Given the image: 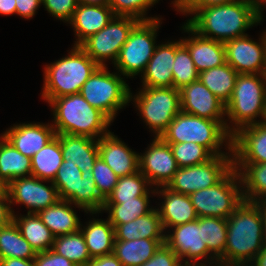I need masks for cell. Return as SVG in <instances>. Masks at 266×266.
I'll return each instance as SVG.
<instances>
[{
  "label": "cell",
  "mask_w": 266,
  "mask_h": 266,
  "mask_svg": "<svg viewBox=\"0 0 266 266\" xmlns=\"http://www.w3.org/2000/svg\"><path fill=\"white\" fill-rule=\"evenodd\" d=\"M186 21L199 35L223 43L246 36V30L260 25L255 4L246 0L202 8Z\"/></svg>",
  "instance_id": "obj_1"
},
{
  "label": "cell",
  "mask_w": 266,
  "mask_h": 266,
  "mask_svg": "<svg viewBox=\"0 0 266 266\" xmlns=\"http://www.w3.org/2000/svg\"><path fill=\"white\" fill-rule=\"evenodd\" d=\"M263 229L259 206L243 201L227 218L226 247L218 263L228 266L236 262L254 261L265 246Z\"/></svg>",
  "instance_id": "obj_2"
},
{
  "label": "cell",
  "mask_w": 266,
  "mask_h": 266,
  "mask_svg": "<svg viewBox=\"0 0 266 266\" xmlns=\"http://www.w3.org/2000/svg\"><path fill=\"white\" fill-rule=\"evenodd\" d=\"M52 126L56 134L87 136L100 139L108 134V127L113 123L103 112L92 107L83 96L72 94L53 99Z\"/></svg>",
  "instance_id": "obj_3"
},
{
  "label": "cell",
  "mask_w": 266,
  "mask_h": 266,
  "mask_svg": "<svg viewBox=\"0 0 266 266\" xmlns=\"http://www.w3.org/2000/svg\"><path fill=\"white\" fill-rule=\"evenodd\" d=\"M98 67L79 45H73L68 55L45 65L42 99L49 104L57 97L80 93Z\"/></svg>",
  "instance_id": "obj_4"
},
{
  "label": "cell",
  "mask_w": 266,
  "mask_h": 266,
  "mask_svg": "<svg viewBox=\"0 0 266 266\" xmlns=\"http://www.w3.org/2000/svg\"><path fill=\"white\" fill-rule=\"evenodd\" d=\"M225 114L226 130L231 135L244 126L265 121L266 74H238Z\"/></svg>",
  "instance_id": "obj_5"
},
{
  "label": "cell",
  "mask_w": 266,
  "mask_h": 266,
  "mask_svg": "<svg viewBox=\"0 0 266 266\" xmlns=\"http://www.w3.org/2000/svg\"><path fill=\"white\" fill-rule=\"evenodd\" d=\"M160 138L166 143L194 142L205 147L213 156L226 155L231 151L232 135L226 130V121L201 118L183 111L175 116ZM222 146L228 152L222 151Z\"/></svg>",
  "instance_id": "obj_6"
},
{
  "label": "cell",
  "mask_w": 266,
  "mask_h": 266,
  "mask_svg": "<svg viewBox=\"0 0 266 266\" xmlns=\"http://www.w3.org/2000/svg\"><path fill=\"white\" fill-rule=\"evenodd\" d=\"M119 72H110L99 66L83 84L80 94L94 108L103 112L112 122L130 103V87Z\"/></svg>",
  "instance_id": "obj_7"
},
{
  "label": "cell",
  "mask_w": 266,
  "mask_h": 266,
  "mask_svg": "<svg viewBox=\"0 0 266 266\" xmlns=\"http://www.w3.org/2000/svg\"><path fill=\"white\" fill-rule=\"evenodd\" d=\"M154 137H160L181 111L180 91L174 87H142L136 94L130 90V102Z\"/></svg>",
  "instance_id": "obj_8"
},
{
  "label": "cell",
  "mask_w": 266,
  "mask_h": 266,
  "mask_svg": "<svg viewBox=\"0 0 266 266\" xmlns=\"http://www.w3.org/2000/svg\"><path fill=\"white\" fill-rule=\"evenodd\" d=\"M161 19L139 21L130 31L113 64L124 78H134L145 71L157 46L156 39L162 24Z\"/></svg>",
  "instance_id": "obj_9"
},
{
  "label": "cell",
  "mask_w": 266,
  "mask_h": 266,
  "mask_svg": "<svg viewBox=\"0 0 266 266\" xmlns=\"http://www.w3.org/2000/svg\"><path fill=\"white\" fill-rule=\"evenodd\" d=\"M189 196L198 218L227 219L244 201L241 179L234 168L219 183L193 192Z\"/></svg>",
  "instance_id": "obj_10"
},
{
  "label": "cell",
  "mask_w": 266,
  "mask_h": 266,
  "mask_svg": "<svg viewBox=\"0 0 266 266\" xmlns=\"http://www.w3.org/2000/svg\"><path fill=\"white\" fill-rule=\"evenodd\" d=\"M233 169L232 150L226 155H216L199 165L178 167L166 185L172 191L190 195L219 183Z\"/></svg>",
  "instance_id": "obj_11"
},
{
  "label": "cell",
  "mask_w": 266,
  "mask_h": 266,
  "mask_svg": "<svg viewBox=\"0 0 266 266\" xmlns=\"http://www.w3.org/2000/svg\"><path fill=\"white\" fill-rule=\"evenodd\" d=\"M138 22L134 17L114 15L104 28L79 46L98 66L106 67L107 60L114 64L130 31Z\"/></svg>",
  "instance_id": "obj_12"
},
{
  "label": "cell",
  "mask_w": 266,
  "mask_h": 266,
  "mask_svg": "<svg viewBox=\"0 0 266 266\" xmlns=\"http://www.w3.org/2000/svg\"><path fill=\"white\" fill-rule=\"evenodd\" d=\"M170 229L165 232V243L182 263H218V259L208 250L203 241L202 217Z\"/></svg>",
  "instance_id": "obj_13"
},
{
  "label": "cell",
  "mask_w": 266,
  "mask_h": 266,
  "mask_svg": "<svg viewBox=\"0 0 266 266\" xmlns=\"http://www.w3.org/2000/svg\"><path fill=\"white\" fill-rule=\"evenodd\" d=\"M45 182H50L43 184ZM10 206L23 204L27 213H38L55 204L59 198L57 188L52 181L42 180L35 176L16 178L6 186Z\"/></svg>",
  "instance_id": "obj_14"
},
{
  "label": "cell",
  "mask_w": 266,
  "mask_h": 266,
  "mask_svg": "<svg viewBox=\"0 0 266 266\" xmlns=\"http://www.w3.org/2000/svg\"><path fill=\"white\" fill-rule=\"evenodd\" d=\"M177 169L170 144L160 137H154L147 150L139 154V171L154 188L166 186Z\"/></svg>",
  "instance_id": "obj_15"
},
{
  "label": "cell",
  "mask_w": 266,
  "mask_h": 266,
  "mask_svg": "<svg viewBox=\"0 0 266 266\" xmlns=\"http://www.w3.org/2000/svg\"><path fill=\"white\" fill-rule=\"evenodd\" d=\"M226 62L238 74H265V31L259 41L249 35L224 42Z\"/></svg>",
  "instance_id": "obj_16"
},
{
  "label": "cell",
  "mask_w": 266,
  "mask_h": 266,
  "mask_svg": "<svg viewBox=\"0 0 266 266\" xmlns=\"http://www.w3.org/2000/svg\"><path fill=\"white\" fill-rule=\"evenodd\" d=\"M179 91L181 111L201 118L226 121L225 104L199 79Z\"/></svg>",
  "instance_id": "obj_17"
},
{
  "label": "cell",
  "mask_w": 266,
  "mask_h": 266,
  "mask_svg": "<svg viewBox=\"0 0 266 266\" xmlns=\"http://www.w3.org/2000/svg\"><path fill=\"white\" fill-rule=\"evenodd\" d=\"M2 136L20 153L32 158L56 136V132L51 123H16Z\"/></svg>",
  "instance_id": "obj_18"
},
{
  "label": "cell",
  "mask_w": 266,
  "mask_h": 266,
  "mask_svg": "<svg viewBox=\"0 0 266 266\" xmlns=\"http://www.w3.org/2000/svg\"><path fill=\"white\" fill-rule=\"evenodd\" d=\"M231 150L233 162L266 163V121L238 129Z\"/></svg>",
  "instance_id": "obj_19"
},
{
  "label": "cell",
  "mask_w": 266,
  "mask_h": 266,
  "mask_svg": "<svg viewBox=\"0 0 266 266\" xmlns=\"http://www.w3.org/2000/svg\"><path fill=\"white\" fill-rule=\"evenodd\" d=\"M182 31L189 34L182 38V43L188 48L198 73L226 63L225 46L223 42L199 35L186 22Z\"/></svg>",
  "instance_id": "obj_20"
},
{
  "label": "cell",
  "mask_w": 266,
  "mask_h": 266,
  "mask_svg": "<svg viewBox=\"0 0 266 266\" xmlns=\"http://www.w3.org/2000/svg\"><path fill=\"white\" fill-rule=\"evenodd\" d=\"M98 152L119 178L139 171V153L111 131L98 139Z\"/></svg>",
  "instance_id": "obj_21"
},
{
  "label": "cell",
  "mask_w": 266,
  "mask_h": 266,
  "mask_svg": "<svg viewBox=\"0 0 266 266\" xmlns=\"http://www.w3.org/2000/svg\"><path fill=\"white\" fill-rule=\"evenodd\" d=\"M155 194L164 200L158 204L159 207L157 206L156 209L161 217L165 232L168 228L198 219L189 195L172 191L166 186L155 188Z\"/></svg>",
  "instance_id": "obj_22"
},
{
  "label": "cell",
  "mask_w": 266,
  "mask_h": 266,
  "mask_svg": "<svg viewBox=\"0 0 266 266\" xmlns=\"http://www.w3.org/2000/svg\"><path fill=\"white\" fill-rule=\"evenodd\" d=\"M176 52V41L158 44L141 74L142 87H173L172 68Z\"/></svg>",
  "instance_id": "obj_23"
},
{
  "label": "cell",
  "mask_w": 266,
  "mask_h": 266,
  "mask_svg": "<svg viewBox=\"0 0 266 266\" xmlns=\"http://www.w3.org/2000/svg\"><path fill=\"white\" fill-rule=\"evenodd\" d=\"M114 17L109 5L78 4L67 23L75 32L74 45H80L89 36L99 32Z\"/></svg>",
  "instance_id": "obj_24"
},
{
  "label": "cell",
  "mask_w": 266,
  "mask_h": 266,
  "mask_svg": "<svg viewBox=\"0 0 266 266\" xmlns=\"http://www.w3.org/2000/svg\"><path fill=\"white\" fill-rule=\"evenodd\" d=\"M60 141L63 160L76 164L81 172L92 170L99 156L98 140L79 135L56 134Z\"/></svg>",
  "instance_id": "obj_25"
},
{
  "label": "cell",
  "mask_w": 266,
  "mask_h": 266,
  "mask_svg": "<svg viewBox=\"0 0 266 266\" xmlns=\"http://www.w3.org/2000/svg\"><path fill=\"white\" fill-rule=\"evenodd\" d=\"M71 206L75 208L71 202L60 199L37 215L55 237L74 233L80 230L81 221Z\"/></svg>",
  "instance_id": "obj_26"
},
{
  "label": "cell",
  "mask_w": 266,
  "mask_h": 266,
  "mask_svg": "<svg viewBox=\"0 0 266 266\" xmlns=\"http://www.w3.org/2000/svg\"><path fill=\"white\" fill-rule=\"evenodd\" d=\"M80 230L91 258L113 253L115 229L108 218L105 220L92 218L88 220L86 226L81 223Z\"/></svg>",
  "instance_id": "obj_27"
},
{
  "label": "cell",
  "mask_w": 266,
  "mask_h": 266,
  "mask_svg": "<svg viewBox=\"0 0 266 266\" xmlns=\"http://www.w3.org/2000/svg\"><path fill=\"white\" fill-rule=\"evenodd\" d=\"M233 168L239 173L244 201L266 200V163L233 162Z\"/></svg>",
  "instance_id": "obj_28"
},
{
  "label": "cell",
  "mask_w": 266,
  "mask_h": 266,
  "mask_svg": "<svg viewBox=\"0 0 266 266\" xmlns=\"http://www.w3.org/2000/svg\"><path fill=\"white\" fill-rule=\"evenodd\" d=\"M165 239L115 240L113 254L123 266H140L148 261Z\"/></svg>",
  "instance_id": "obj_29"
},
{
  "label": "cell",
  "mask_w": 266,
  "mask_h": 266,
  "mask_svg": "<svg viewBox=\"0 0 266 266\" xmlns=\"http://www.w3.org/2000/svg\"><path fill=\"white\" fill-rule=\"evenodd\" d=\"M31 158L20 153L0 134V183L7 186L16 178L31 176Z\"/></svg>",
  "instance_id": "obj_30"
},
{
  "label": "cell",
  "mask_w": 266,
  "mask_h": 266,
  "mask_svg": "<svg viewBox=\"0 0 266 266\" xmlns=\"http://www.w3.org/2000/svg\"><path fill=\"white\" fill-rule=\"evenodd\" d=\"M13 221L36 253L51 250L55 236L36 213L13 214Z\"/></svg>",
  "instance_id": "obj_31"
},
{
  "label": "cell",
  "mask_w": 266,
  "mask_h": 266,
  "mask_svg": "<svg viewBox=\"0 0 266 266\" xmlns=\"http://www.w3.org/2000/svg\"><path fill=\"white\" fill-rule=\"evenodd\" d=\"M151 196H139L133 200H105L102 213H108V220L115 228L119 224L131 222L149 213L154 207L150 206Z\"/></svg>",
  "instance_id": "obj_32"
},
{
  "label": "cell",
  "mask_w": 266,
  "mask_h": 266,
  "mask_svg": "<svg viewBox=\"0 0 266 266\" xmlns=\"http://www.w3.org/2000/svg\"><path fill=\"white\" fill-rule=\"evenodd\" d=\"M237 71L227 62L219 67L200 72L198 79L225 105L231 99Z\"/></svg>",
  "instance_id": "obj_33"
},
{
  "label": "cell",
  "mask_w": 266,
  "mask_h": 266,
  "mask_svg": "<svg viewBox=\"0 0 266 266\" xmlns=\"http://www.w3.org/2000/svg\"><path fill=\"white\" fill-rule=\"evenodd\" d=\"M31 175L42 180L53 181L63 163L60 141L55 136L31 158Z\"/></svg>",
  "instance_id": "obj_34"
},
{
  "label": "cell",
  "mask_w": 266,
  "mask_h": 266,
  "mask_svg": "<svg viewBox=\"0 0 266 266\" xmlns=\"http://www.w3.org/2000/svg\"><path fill=\"white\" fill-rule=\"evenodd\" d=\"M36 254L13 220L0 228V259L21 258L29 260L34 259Z\"/></svg>",
  "instance_id": "obj_35"
},
{
  "label": "cell",
  "mask_w": 266,
  "mask_h": 266,
  "mask_svg": "<svg viewBox=\"0 0 266 266\" xmlns=\"http://www.w3.org/2000/svg\"><path fill=\"white\" fill-rule=\"evenodd\" d=\"M76 208L82 209L86 212L97 216L102 212L105 199L99 194L96 183L93 180V174L91 170H87L82 173V179L79 185V192L68 200Z\"/></svg>",
  "instance_id": "obj_36"
},
{
  "label": "cell",
  "mask_w": 266,
  "mask_h": 266,
  "mask_svg": "<svg viewBox=\"0 0 266 266\" xmlns=\"http://www.w3.org/2000/svg\"><path fill=\"white\" fill-rule=\"evenodd\" d=\"M52 250L77 266H84L91 259L81 230L56 236Z\"/></svg>",
  "instance_id": "obj_37"
},
{
  "label": "cell",
  "mask_w": 266,
  "mask_h": 266,
  "mask_svg": "<svg viewBox=\"0 0 266 266\" xmlns=\"http://www.w3.org/2000/svg\"><path fill=\"white\" fill-rule=\"evenodd\" d=\"M150 193L155 196V188L149 184L140 171H137L134 174L120 177L105 200H133L139 196H151Z\"/></svg>",
  "instance_id": "obj_38"
},
{
  "label": "cell",
  "mask_w": 266,
  "mask_h": 266,
  "mask_svg": "<svg viewBox=\"0 0 266 266\" xmlns=\"http://www.w3.org/2000/svg\"><path fill=\"white\" fill-rule=\"evenodd\" d=\"M172 73L173 87L178 90L198 80L199 73L196 70L188 48L182 43L181 39L176 41Z\"/></svg>",
  "instance_id": "obj_39"
},
{
  "label": "cell",
  "mask_w": 266,
  "mask_h": 266,
  "mask_svg": "<svg viewBox=\"0 0 266 266\" xmlns=\"http://www.w3.org/2000/svg\"><path fill=\"white\" fill-rule=\"evenodd\" d=\"M202 235L208 250L219 259L225 252L227 219L202 217Z\"/></svg>",
  "instance_id": "obj_40"
},
{
  "label": "cell",
  "mask_w": 266,
  "mask_h": 266,
  "mask_svg": "<svg viewBox=\"0 0 266 266\" xmlns=\"http://www.w3.org/2000/svg\"><path fill=\"white\" fill-rule=\"evenodd\" d=\"M82 172L76 164L63 160L61 167L52 181L57 188L61 200H69L75 192H79Z\"/></svg>",
  "instance_id": "obj_41"
},
{
  "label": "cell",
  "mask_w": 266,
  "mask_h": 266,
  "mask_svg": "<svg viewBox=\"0 0 266 266\" xmlns=\"http://www.w3.org/2000/svg\"><path fill=\"white\" fill-rule=\"evenodd\" d=\"M168 144H170L178 167L199 165L213 157L205 147L194 142Z\"/></svg>",
  "instance_id": "obj_42"
},
{
  "label": "cell",
  "mask_w": 266,
  "mask_h": 266,
  "mask_svg": "<svg viewBox=\"0 0 266 266\" xmlns=\"http://www.w3.org/2000/svg\"><path fill=\"white\" fill-rule=\"evenodd\" d=\"M160 0H109V7L114 15L130 16L139 21L154 20L161 17H147V11Z\"/></svg>",
  "instance_id": "obj_43"
},
{
  "label": "cell",
  "mask_w": 266,
  "mask_h": 266,
  "mask_svg": "<svg viewBox=\"0 0 266 266\" xmlns=\"http://www.w3.org/2000/svg\"><path fill=\"white\" fill-rule=\"evenodd\" d=\"M91 171L99 194L106 199L116 186L119 177L100 156L96 159Z\"/></svg>",
  "instance_id": "obj_44"
},
{
  "label": "cell",
  "mask_w": 266,
  "mask_h": 266,
  "mask_svg": "<svg viewBox=\"0 0 266 266\" xmlns=\"http://www.w3.org/2000/svg\"><path fill=\"white\" fill-rule=\"evenodd\" d=\"M137 232L144 239H165V230L156 206L147 214L136 218Z\"/></svg>",
  "instance_id": "obj_45"
},
{
  "label": "cell",
  "mask_w": 266,
  "mask_h": 266,
  "mask_svg": "<svg viewBox=\"0 0 266 266\" xmlns=\"http://www.w3.org/2000/svg\"><path fill=\"white\" fill-rule=\"evenodd\" d=\"M45 10L56 19L68 23L78 5L77 0H42Z\"/></svg>",
  "instance_id": "obj_46"
},
{
  "label": "cell",
  "mask_w": 266,
  "mask_h": 266,
  "mask_svg": "<svg viewBox=\"0 0 266 266\" xmlns=\"http://www.w3.org/2000/svg\"><path fill=\"white\" fill-rule=\"evenodd\" d=\"M181 259L166 244L163 243L156 250L155 254L140 266H181Z\"/></svg>",
  "instance_id": "obj_47"
},
{
  "label": "cell",
  "mask_w": 266,
  "mask_h": 266,
  "mask_svg": "<svg viewBox=\"0 0 266 266\" xmlns=\"http://www.w3.org/2000/svg\"><path fill=\"white\" fill-rule=\"evenodd\" d=\"M36 266H77L64 256L55 253L52 249L36 254Z\"/></svg>",
  "instance_id": "obj_48"
},
{
  "label": "cell",
  "mask_w": 266,
  "mask_h": 266,
  "mask_svg": "<svg viewBox=\"0 0 266 266\" xmlns=\"http://www.w3.org/2000/svg\"><path fill=\"white\" fill-rule=\"evenodd\" d=\"M14 209L10 206L6 186L0 188V228L8 225L13 220Z\"/></svg>",
  "instance_id": "obj_49"
},
{
  "label": "cell",
  "mask_w": 266,
  "mask_h": 266,
  "mask_svg": "<svg viewBox=\"0 0 266 266\" xmlns=\"http://www.w3.org/2000/svg\"><path fill=\"white\" fill-rule=\"evenodd\" d=\"M234 1L240 0H190L180 11L179 13L183 15L193 16L198 10L206 8L209 6L221 5L225 3H231ZM188 14V15H187Z\"/></svg>",
  "instance_id": "obj_50"
},
{
  "label": "cell",
  "mask_w": 266,
  "mask_h": 266,
  "mask_svg": "<svg viewBox=\"0 0 266 266\" xmlns=\"http://www.w3.org/2000/svg\"><path fill=\"white\" fill-rule=\"evenodd\" d=\"M16 15L25 19H31L42 5V0H15ZM39 7V8H38Z\"/></svg>",
  "instance_id": "obj_51"
},
{
  "label": "cell",
  "mask_w": 266,
  "mask_h": 266,
  "mask_svg": "<svg viewBox=\"0 0 266 266\" xmlns=\"http://www.w3.org/2000/svg\"><path fill=\"white\" fill-rule=\"evenodd\" d=\"M115 240H134L140 239L141 236L137 232L136 219L131 222L119 224L115 228Z\"/></svg>",
  "instance_id": "obj_52"
},
{
  "label": "cell",
  "mask_w": 266,
  "mask_h": 266,
  "mask_svg": "<svg viewBox=\"0 0 266 266\" xmlns=\"http://www.w3.org/2000/svg\"><path fill=\"white\" fill-rule=\"evenodd\" d=\"M84 266H123L112 253L109 255L91 258Z\"/></svg>",
  "instance_id": "obj_53"
},
{
  "label": "cell",
  "mask_w": 266,
  "mask_h": 266,
  "mask_svg": "<svg viewBox=\"0 0 266 266\" xmlns=\"http://www.w3.org/2000/svg\"><path fill=\"white\" fill-rule=\"evenodd\" d=\"M0 266H36L34 259L5 258L0 259Z\"/></svg>",
  "instance_id": "obj_54"
},
{
  "label": "cell",
  "mask_w": 266,
  "mask_h": 266,
  "mask_svg": "<svg viewBox=\"0 0 266 266\" xmlns=\"http://www.w3.org/2000/svg\"><path fill=\"white\" fill-rule=\"evenodd\" d=\"M16 15L15 0H0V15Z\"/></svg>",
  "instance_id": "obj_55"
},
{
  "label": "cell",
  "mask_w": 266,
  "mask_h": 266,
  "mask_svg": "<svg viewBox=\"0 0 266 266\" xmlns=\"http://www.w3.org/2000/svg\"><path fill=\"white\" fill-rule=\"evenodd\" d=\"M256 204L259 206L260 213L263 219V242L266 246V200L259 201Z\"/></svg>",
  "instance_id": "obj_56"
},
{
  "label": "cell",
  "mask_w": 266,
  "mask_h": 266,
  "mask_svg": "<svg viewBox=\"0 0 266 266\" xmlns=\"http://www.w3.org/2000/svg\"><path fill=\"white\" fill-rule=\"evenodd\" d=\"M266 0H259L256 4H255V13H256V17L259 21V23H261L264 18H263V9H266Z\"/></svg>",
  "instance_id": "obj_57"
},
{
  "label": "cell",
  "mask_w": 266,
  "mask_h": 266,
  "mask_svg": "<svg viewBox=\"0 0 266 266\" xmlns=\"http://www.w3.org/2000/svg\"><path fill=\"white\" fill-rule=\"evenodd\" d=\"M254 263H256L257 266H266V246H264L256 256Z\"/></svg>",
  "instance_id": "obj_58"
},
{
  "label": "cell",
  "mask_w": 266,
  "mask_h": 266,
  "mask_svg": "<svg viewBox=\"0 0 266 266\" xmlns=\"http://www.w3.org/2000/svg\"><path fill=\"white\" fill-rule=\"evenodd\" d=\"M78 4L108 5L109 0H77Z\"/></svg>",
  "instance_id": "obj_59"
},
{
  "label": "cell",
  "mask_w": 266,
  "mask_h": 266,
  "mask_svg": "<svg viewBox=\"0 0 266 266\" xmlns=\"http://www.w3.org/2000/svg\"><path fill=\"white\" fill-rule=\"evenodd\" d=\"M190 0H173L171 4H173V8L179 12Z\"/></svg>",
  "instance_id": "obj_60"
},
{
  "label": "cell",
  "mask_w": 266,
  "mask_h": 266,
  "mask_svg": "<svg viewBox=\"0 0 266 266\" xmlns=\"http://www.w3.org/2000/svg\"><path fill=\"white\" fill-rule=\"evenodd\" d=\"M181 266H221L219 263H210L208 264H197V263H182Z\"/></svg>",
  "instance_id": "obj_61"
},
{
  "label": "cell",
  "mask_w": 266,
  "mask_h": 266,
  "mask_svg": "<svg viewBox=\"0 0 266 266\" xmlns=\"http://www.w3.org/2000/svg\"><path fill=\"white\" fill-rule=\"evenodd\" d=\"M228 266H257V265L256 263H254V261H249V262H236Z\"/></svg>",
  "instance_id": "obj_62"
},
{
  "label": "cell",
  "mask_w": 266,
  "mask_h": 266,
  "mask_svg": "<svg viewBox=\"0 0 266 266\" xmlns=\"http://www.w3.org/2000/svg\"><path fill=\"white\" fill-rule=\"evenodd\" d=\"M265 74H266V29H265Z\"/></svg>",
  "instance_id": "obj_63"
},
{
  "label": "cell",
  "mask_w": 266,
  "mask_h": 266,
  "mask_svg": "<svg viewBox=\"0 0 266 266\" xmlns=\"http://www.w3.org/2000/svg\"><path fill=\"white\" fill-rule=\"evenodd\" d=\"M246 1H249V2L256 4L259 0H246Z\"/></svg>",
  "instance_id": "obj_64"
}]
</instances>
